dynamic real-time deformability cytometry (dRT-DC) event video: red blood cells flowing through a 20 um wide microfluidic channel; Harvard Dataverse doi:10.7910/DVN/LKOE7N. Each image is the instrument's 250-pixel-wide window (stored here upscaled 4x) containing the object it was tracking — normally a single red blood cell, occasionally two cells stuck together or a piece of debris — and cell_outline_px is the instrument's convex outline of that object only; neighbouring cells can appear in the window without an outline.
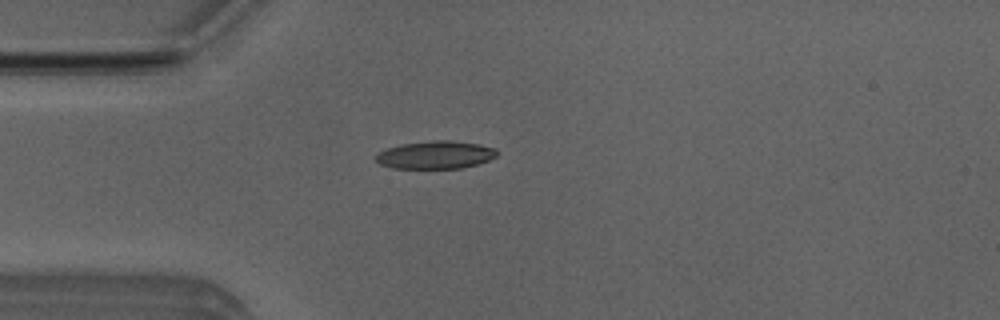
{"species": "Egyptian fruit bat (a non-hibernating species)", "species_latin": "Rousettus aegyptiacus", "temperature_condition": "room temperature", "stored_images_in_passage": 5, "camera_frame_rate_fps": 3000, "um_per_image_px": 0.085, "animal": {"sex": "male"}, "frame": {"image": 1, "passage_image": 5, "time_ms": 1.333, "image_size_px": [1000, 320], "cell_outline_px": [[500, 152], [496, 156], [488, 160], [464, 168], [392, 168], [380, 164], [376, 160], [376, 156], [380, 152], [388, 148], [404, 144], [432, 140], [452, 140], [480, 144], [496, 148]], "centroid_in_image_um": [37.08, 13.16], "position_along_channel_um": 47.9, "area_um2": 19.59}}